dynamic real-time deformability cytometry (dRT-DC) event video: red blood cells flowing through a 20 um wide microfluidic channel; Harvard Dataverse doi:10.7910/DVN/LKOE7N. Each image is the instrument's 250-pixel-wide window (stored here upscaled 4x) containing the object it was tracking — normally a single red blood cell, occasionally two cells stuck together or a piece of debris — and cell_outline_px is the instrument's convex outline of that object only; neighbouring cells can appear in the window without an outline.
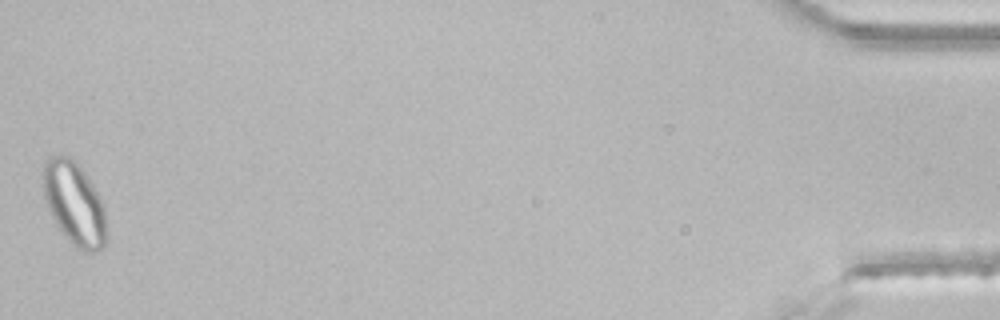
{"species": "common noctule bat (a hibernating species)", "species_latin": "Nyctalus noctula", "temperature_condition": "room temperature", "stored_images_in_passage": 34, "segment_of_instrument_passage": [2, 2], "camera_frame_rate_fps": 3000, "um_per_image_px": 0.085, "animal": {"sex": "male", "body_mass_g": 21.5, "forearm_length_mm": 52.0}, "frame": {"image": 1, "passage_image": 34, "time_ms": 11.0, "image_size_px": [1000, 320], "cell_outline_px": [[104, 244], [96, 252], [84, 252], [76, 248], [64, 236], [56, 224], [52, 216], [44, 196], [44, 160], [48, 156], [60, 152], [64, 152], [76, 160], [84, 172], [104, 204]], "centroid_in_image_um": [6.28, 17.23], "position_along_channel_um": 428.9, "area_um2": 30.58}}